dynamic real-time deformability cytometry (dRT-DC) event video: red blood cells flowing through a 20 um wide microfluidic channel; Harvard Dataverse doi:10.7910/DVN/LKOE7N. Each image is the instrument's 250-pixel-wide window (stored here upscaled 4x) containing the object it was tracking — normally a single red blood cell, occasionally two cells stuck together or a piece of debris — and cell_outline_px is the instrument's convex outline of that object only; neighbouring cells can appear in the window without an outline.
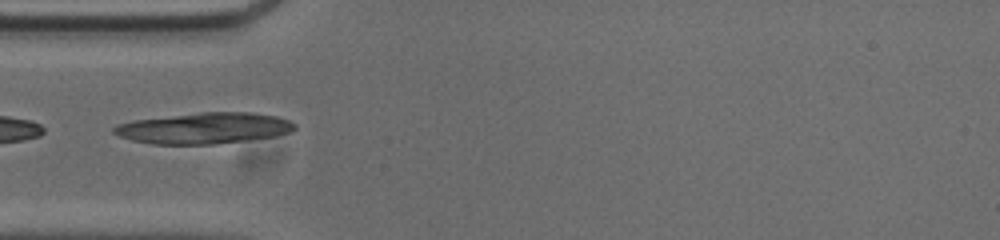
{"species": "common noctule bat (a hibernating species)", "species_latin": "Nyctalus noctula", "temperature_condition": "cold", "stored_images_in_passage": 4, "camera_frame_rate_fps": 3000, "um_per_image_px": 0.085, "animal": {"sex": "male", "body_mass_g": 20.0, "forearm_length_mm": 53.3}, "frame": {"image": 1, "passage_image": 1, "time_ms": 0.0, "image_size_px": [1000, 240], "cell_outline_px": [[296, 128], [288, 132], [272, 136], [216, 144], [152, 144], [132, 140], [120, 136], [112, 132], [112, 128], [116, 124], [132, 120], [200, 112], [252, 112], [276, 116], [288, 120], [296, 124]], "centroid_in_image_um": [17.3, 10.88], "position_along_channel_um": 67.7, "area_um2": 32.6}}